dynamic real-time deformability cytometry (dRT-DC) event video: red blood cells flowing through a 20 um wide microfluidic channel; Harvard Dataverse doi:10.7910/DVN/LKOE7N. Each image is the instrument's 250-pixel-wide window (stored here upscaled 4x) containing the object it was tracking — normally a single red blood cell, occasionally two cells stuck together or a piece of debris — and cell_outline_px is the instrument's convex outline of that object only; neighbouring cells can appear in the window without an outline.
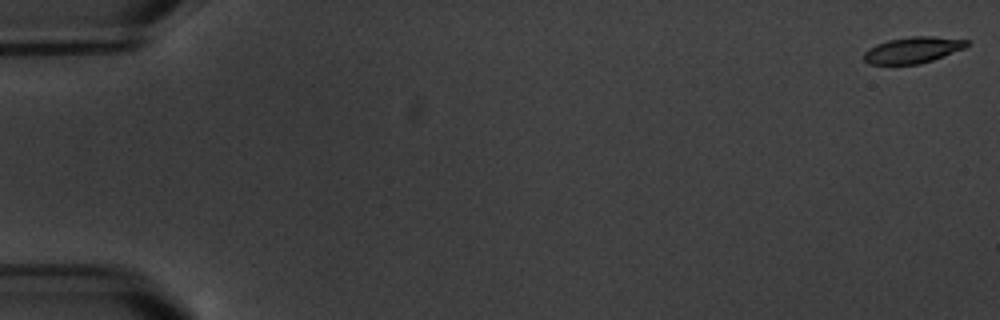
{"species": "common noctule bat (a hibernating species)", "species_latin": "Nyctalus noctula", "temperature_condition": "warm", "stored_images_in_passage": 6, "camera_frame_rate_fps": 3000, "um_per_image_px": 0.085, "animal": {"sex": "male", "body_mass_g": 20.1, "forearm_length_mm": 53.5}, "frame": {"image": 1, "passage_image": 1, "time_ms": 0.0, "image_size_px": [1000, 320], "cell_outline_px": [[968, 44], [964, 48], [932, 60], [920, 64], [868, 64], [864, 60], [864, 52], [868, 48], [876, 44], [888, 40], [912, 36], [932, 36], [968, 40]], "centroid_in_image_um": [77.55, 4.25], "position_along_channel_um": 7.4, "area_um2": 15.61}}
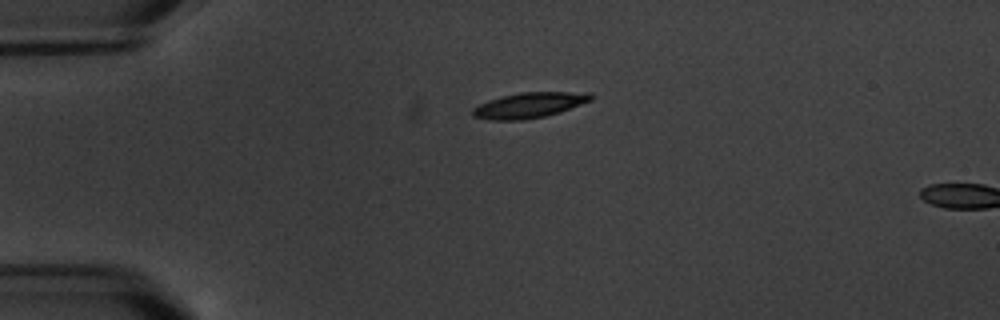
{"frame": {"image": 2, "passage_image": 5, "time_ms": 4.667, "image_size_px": [1000, 320], "cell_outline_px": [[596, 96], [592, 100], [560, 112], [544, 116], [524, 120], [492, 120], [472, 116], [472, 108], [488, 100], [500, 96], [520, 92], [592, 92]], "centroid_in_image_um": [45.02, 8.93], "position_along_channel_um": 40.0, "area_um2": 17.69}}